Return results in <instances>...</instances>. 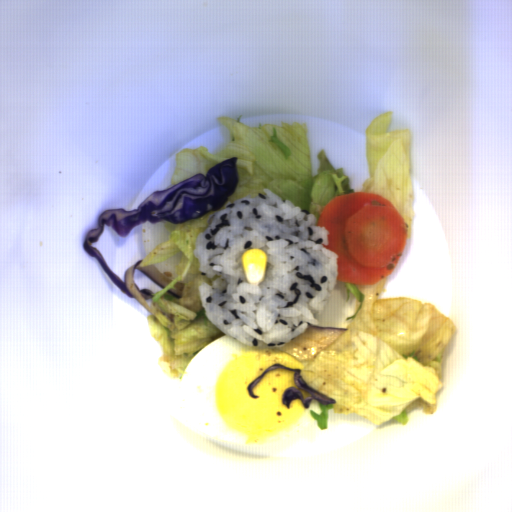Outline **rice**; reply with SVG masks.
<instances>
[{
    "label": "rice",
    "instance_id": "rice-1",
    "mask_svg": "<svg viewBox=\"0 0 512 512\" xmlns=\"http://www.w3.org/2000/svg\"><path fill=\"white\" fill-rule=\"evenodd\" d=\"M241 197L208 216L196 235L193 255L199 271L212 279L198 294L207 319L250 347H280L320 324L337 281V253L324 248L329 231L269 188ZM252 247L268 254L266 279L246 282L241 258Z\"/></svg>",
    "mask_w": 512,
    "mask_h": 512
}]
</instances>
